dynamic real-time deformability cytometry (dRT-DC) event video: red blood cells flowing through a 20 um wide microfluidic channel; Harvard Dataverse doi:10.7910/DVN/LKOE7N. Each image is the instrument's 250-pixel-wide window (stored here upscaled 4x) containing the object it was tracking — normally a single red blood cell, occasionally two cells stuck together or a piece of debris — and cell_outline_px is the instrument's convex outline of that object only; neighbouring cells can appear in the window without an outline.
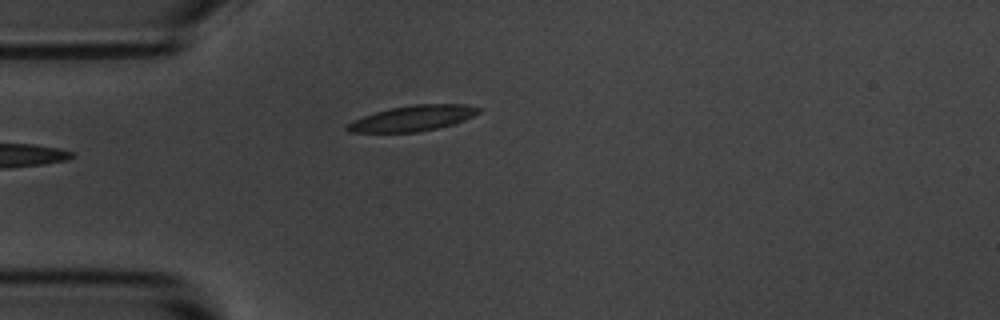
{"species": "common noctule bat (a hibernating species)", "species_latin": "Nyctalus noctula", "temperature_condition": "room temperature", "stored_images_in_passage": 6, "camera_frame_rate_fps": 3000, "um_per_image_px": 0.085, "animal": {"sex": "male", "body_mass_g": 20.1, "forearm_length_mm": 53.5}, "frame": {"image": 1, "passage_image": 6, "time_ms": 5.667, "image_size_px": [1000, 320], "cell_outline_px": [[484, 108], [480, 112], [464, 120], [452, 124], [436, 128], [416, 132], [348, 132], [344, 128], [348, 124], [364, 116], [376, 112], [392, 108], [412, 104], [464, 104]], "centroid_in_image_um": [35.13, 10.04], "position_along_channel_um": 49.9, "area_um2": 19.31}}